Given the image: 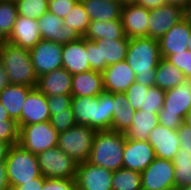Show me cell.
Instances as JSON below:
<instances>
[{
  "label": "cell",
  "instance_id": "1",
  "mask_svg": "<svg viewBox=\"0 0 191 190\" xmlns=\"http://www.w3.org/2000/svg\"><path fill=\"white\" fill-rule=\"evenodd\" d=\"M159 42L149 37L130 38L126 62L136 75L135 81L145 87L155 86V71L161 59Z\"/></svg>",
  "mask_w": 191,
  "mask_h": 190
},
{
  "label": "cell",
  "instance_id": "2",
  "mask_svg": "<svg viewBox=\"0 0 191 190\" xmlns=\"http://www.w3.org/2000/svg\"><path fill=\"white\" fill-rule=\"evenodd\" d=\"M71 108L76 125H86L97 131L111 130L113 93L104 91L95 97H72Z\"/></svg>",
  "mask_w": 191,
  "mask_h": 190
},
{
  "label": "cell",
  "instance_id": "3",
  "mask_svg": "<svg viewBox=\"0 0 191 190\" xmlns=\"http://www.w3.org/2000/svg\"><path fill=\"white\" fill-rule=\"evenodd\" d=\"M0 60L7 72L10 84L36 88L38 76L28 49L1 41Z\"/></svg>",
  "mask_w": 191,
  "mask_h": 190
},
{
  "label": "cell",
  "instance_id": "4",
  "mask_svg": "<svg viewBox=\"0 0 191 190\" xmlns=\"http://www.w3.org/2000/svg\"><path fill=\"white\" fill-rule=\"evenodd\" d=\"M125 138L117 131H97L88 162L112 172L123 168Z\"/></svg>",
  "mask_w": 191,
  "mask_h": 190
},
{
  "label": "cell",
  "instance_id": "5",
  "mask_svg": "<svg viewBox=\"0 0 191 190\" xmlns=\"http://www.w3.org/2000/svg\"><path fill=\"white\" fill-rule=\"evenodd\" d=\"M191 110V79H186L177 87L166 90L164 104L158 112L159 124L177 130Z\"/></svg>",
  "mask_w": 191,
  "mask_h": 190
},
{
  "label": "cell",
  "instance_id": "6",
  "mask_svg": "<svg viewBox=\"0 0 191 190\" xmlns=\"http://www.w3.org/2000/svg\"><path fill=\"white\" fill-rule=\"evenodd\" d=\"M5 163L10 188L41 176L37 156L19 144L10 146Z\"/></svg>",
  "mask_w": 191,
  "mask_h": 190
},
{
  "label": "cell",
  "instance_id": "7",
  "mask_svg": "<svg viewBox=\"0 0 191 190\" xmlns=\"http://www.w3.org/2000/svg\"><path fill=\"white\" fill-rule=\"evenodd\" d=\"M129 38L88 40V63L91 70L102 72L107 66L126 60Z\"/></svg>",
  "mask_w": 191,
  "mask_h": 190
},
{
  "label": "cell",
  "instance_id": "8",
  "mask_svg": "<svg viewBox=\"0 0 191 190\" xmlns=\"http://www.w3.org/2000/svg\"><path fill=\"white\" fill-rule=\"evenodd\" d=\"M97 130L86 125H75L59 133L57 147L78 164L88 161Z\"/></svg>",
  "mask_w": 191,
  "mask_h": 190
},
{
  "label": "cell",
  "instance_id": "9",
  "mask_svg": "<svg viewBox=\"0 0 191 190\" xmlns=\"http://www.w3.org/2000/svg\"><path fill=\"white\" fill-rule=\"evenodd\" d=\"M18 144L32 154H39L49 148L57 147L59 133L51 126L50 121L19 127Z\"/></svg>",
  "mask_w": 191,
  "mask_h": 190
},
{
  "label": "cell",
  "instance_id": "10",
  "mask_svg": "<svg viewBox=\"0 0 191 190\" xmlns=\"http://www.w3.org/2000/svg\"><path fill=\"white\" fill-rule=\"evenodd\" d=\"M44 178L75 179L78 163L58 147L36 155Z\"/></svg>",
  "mask_w": 191,
  "mask_h": 190
},
{
  "label": "cell",
  "instance_id": "11",
  "mask_svg": "<svg viewBox=\"0 0 191 190\" xmlns=\"http://www.w3.org/2000/svg\"><path fill=\"white\" fill-rule=\"evenodd\" d=\"M140 174L142 190H163L175 187V167L171 160L155 157Z\"/></svg>",
  "mask_w": 191,
  "mask_h": 190
},
{
  "label": "cell",
  "instance_id": "12",
  "mask_svg": "<svg viewBox=\"0 0 191 190\" xmlns=\"http://www.w3.org/2000/svg\"><path fill=\"white\" fill-rule=\"evenodd\" d=\"M63 44L41 39L31 50L30 56L37 76L62 68Z\"/></svg>",
  "mask_w": 191,
  "mask_h": 190
},
{
  "label": "cell",
  "instance_id": "13",
  "mask_svg": "<svg viewBox=\"0 0 191 190\" xmlns=\"http://www.w3.org/2000/svg\"><path fill=\"white\" fill-rule=\"evenodd\" d=\"M113 172L88 161L78 164L76 190H112Z\"/></svg>",
  "mask_w": 191,
  "mask_h": 190
},
{
  "label": "cell",
  "instance_id": "14",
  "mask_svg": "<svg viewBox=\"0 0 191 190\" xmlns=\"http://www.w3.org/2000/svg\"><path fill=\"white\" fill-rule=\"evenodd\" d=\"M148 17V37L159 40L174 25L184 19V14L181 7L167 3L149 10Z\"/></svg>",
  "mask_w": 191,
  "mask_h": 190
},
{
  "label": "cell",
  "instance_id": "15",
  "mask_svg": "<svg viewBox=\"0 0 191 190\" xmlns=\"http://www.w3.org/2000/svg\"><path fill=\"white\" fill-rule=\"evenodd\" d=\"M39 31L42 39L60 44L77 41L81 36L71 27L64 25L62 18L46 12L37 19Z\"/></svg>",
  "mask_w": 191,
  "mask_h": 190
},
{
  "label": "cell",
  "instance_id": "16",
  "mask_svg": "<svg viewBox=\"0 0 191 190\" xmlns=\"http://www.w3.org/2000/svg\"><path fill=\"white\" fill-rule=\"evenodd\" d=\"M149 9L135 2L125 3L121 8L124 34L130 39L148 37Z\"/></svg>",
  "mask_w": 191,
  "mask_h": 190
},
{
  "label": "cell",
  "instance_id": "17",
  "mask_svg": "<svg viewBox=\"0 0 191 190\" xmlns=\"http://www.w3.org/2000/svg\"><path fill=\"white\" fill-rule=\"evenodd\" d=\"M154 159V149L148 141H137L125 138L123 168L141 173Z\"/></svg>",
  "mask_w": 191,
  "mask_h": 190
},
{
  "label": "cell",
  "instance_id": "18",
  "mask_svg": "<svg viewBox=\"0 0 191 190\" xmlns=\"http://www.w3.org/2000/svg\"><path fill=\"white\" fill-rule=\"evenodd\" d=\"M148 143L154 149L155 157L171 160L180 149L177 130L168 129L158 124L150 133Z\"/></svg>",
  "mask_w": 191,
  "mask_h": 190
},
{
  "label": "cell",
  "instance_id": "19",
  "mask_svg": "<svg viewBox=\"0 0 191 190\" xmlns=\"http://www.w3.org/2000/svg\"><path fill=\"white\" fill-rule=\"evenodd\" d=\"M62 68L72 75L91 70L88 63V39L81 37L77 41L63 44Z\"/></svg>",
  "mask_w": 191,
  "mask_h": 190
},
{
  "label": "cell",
  "instance_id": "20",
  "mask_svg": "<svg viewBox=\"0 0 191 190\" xmlns=\"http://www.w3.org/2000/svg\"><path fill=\"white\" fill-rule=\"evenodd\" d=\"M102 76L104 91L109 93H125L136 79L126 60L107 66Z\"/></svg>",
  "mask_w": 191,
  "mask_h": 190
},
{
  "label": "cell",
  "instance_id": "21",
  "mask_svg": "<svg viewBox=\"0 0 191 190\" xmlns=\"http://www.w3.org/2000/svg\"><path fill=\"white\" fill-rule=\"evenodd\" d=\"M190 32L191 24L185 19L167 31L158 40L161 57L166 58L168 55L187 51Z\"/></svg>",
  "mask_w": 191,
  "mask_h": 190
},
{
  "label": "cell",
  "instance_id": "22",
  "mask_svg": "<svg viewBox=\"0 0 191 190\" xmlns=\"http://www.w3.org/2000/svg\"><path fill=\"white\" fill-rule=\"evenodd\" d=\"M36 88L45 96L72 95V74L64 68L47 72L38 77Z\"/></svg>",
  "mask_w": 191,
  "mask_h": 190
},
{
  "label": "cell",
  "instance_id": "23",
  "mask_svg": "<svg viewBox=\"0 0 191 190\" xmlns=\"http://www.w3.org/2000/svg\"><path fill=\"white\" fill-rule=\"evenodd\" d=\"M50 111L46 96L37 88H33L27 95L21 112V127L50 121Z\"/></svg>",
  "mask_w": 191,
  "mask_h": 190
},
{
  "label": "cell",
  "instance_id": "24",
  "mask_svg": "<svg viewBox=\"0 0 191 190\" xmlns=\"http://www.w3.org/2000/svg\"><path fill=\"white\" fill-rule=\"evenodd\" d=\"M41 39L37 19L18 15L11 35L6 41L31 50Z\"/></svg>",
  "mask_w": 191,
  "mask_h": 190
},
{
  "label": "cell",
  "instance_id": "25",
  "mask_svg": "<svg viewBox=\"0 0 191 190\" xmlns=\"http://www.w3.org/2000/svg\"><path fill=\"white\" fill-rule=\"evenodd\" d=\"M104 92L102 72L90 70L72 75L73 97H95Z\"/></svg>",
  "mask_w": 191,
  "mask_h": 190
},
{
  "label": "cell",
  "instance_id": "26",
  "mask_svg": "<svg viewBox=\"0 0 191 190\" xmlns=\"http://www.w3.org/2000/svg\"><path fill=\"white\" fill-rule=\"evenodd\" d=\"M32 89L26 85L10 84L0 92L1 104L7 110L10 118L18 122L19 127H21V112L25 99Z\"/></svg>",
  "mask_w": 191,
  "mask_h": 190
},
{
  "label": "cell",
  "instance_id": "27",
  "mask_svg": "<svg viewBox=\"0 0 191 190\" xmlns=\"http://www.w3.org/2000/svg\"><path fill=\"white\" fill-rule=\"evenodd\" d=\"M90 21L121 20L122 3L115 0H80Z\"/></svg>",
  "mask_w": 191,
  "mask_h": 190
},
{
  "label": "cell",
  "instance_id": "28",
  "mask_svg": "<svg viewBox=\"0 0 191 190\" xmlns=\"http://www.w3.org/2000/svg\"><path fill=\"white\" fill-rule=\"evenodd\" d=\"M159 124L158 113L135 111L131 127L125 137L131 140L148 141L149 133Z\"/></svg>",
  "mask_w": 191,
  "mask_h": 190
},
{
  "label": "cell",
  "instance_id": "29",
  "mask_svg": "<svg viewBox=\"0 0 191 190\" xmlns=\"http://www.w3.org/2000/svg\"><path fill=\"white\" fill-rule=\"evenodd\" d=\"M113 109L111 130L125 133L131 127L135 114L125 93H113Z\"/></svg>",
  "mask_w": 191,
  "mask_h": 190
},
{
  "label": "cell",
  "instance_id": "30",
  "mask_svg": "<svg viewBox=\"0 0 191 190\" xmlns=\"http://www.w3.org/2000/svg\"><path fill=\"white\" fill-rule=\"evenodd\" d=\"M125 36L121 20L90 21L88 30L84 35L90 41L98 39H121Z\"/></svg>",
  "mask_w": 191,
  "mask_h": 190
},
{
  "label": "cell",
  "instance_id": "31",
  "mask_svg": "<svg viewBox=\"0 0 191 190\" xmlns=\"http://www.w3.org/2000/svg\"><path fill=\"white\" fill-rule=\"evenodd\" d=\"M186 80L183 72L176 66L161 58L155 71V86L162 90H169L177 87Z\"/></svg>",
  "mask_w": 191,
  "mask_h": 190
},
{
  "label": "cell",
  "instance_id": "32",
  "mask_svg": "<svg viewBox=\"0 0 191 190\" xmlns=\"http://www.w3.org/2000/svg\"><path fill=\"white\" fill-rule=\"evenodd\" d=\"M175 188L182 190L191 185V152L179 149L173 157Z\"/></svg>",
  "mask_w": 191,
  "mask_h": 190
},
{
  "label": "cell",
  "instance_id": "33",
  "mask_svg": "<svg viewBox=\"0 0 191 190\" xmlns=\"http://www.w3.org/2000/svg\"><path fill=\"white\" fill-rule=\"evenodd\" d=\"M17 16L14 0H0V41H6L9 38Z\"/></svg>",
  "mask_w": 191,
  "mask_h": 190
},
{
  "label": "cell",
  "instance_id": "34",
  "mask_svg": "<svg viewBox=\"0 0 191 190\" xmlns=\"http://www.w3.org/2000/svg\"><path fill=\"white\" fill-rule=\"evenodd\" d=\"M112 190H142L140 172L125 168L114 171Z\"/></svg>",
  "mask_w": 191,
  "mask_h": 190
},
{
  "label": "cell",
  "instance_id": "35",
  "mask_svg": "<svg viewBox=\"0 0 191 190\" xmlns=\"http://www.w3.org/2000/svg\"><path fill=\"white\" fill-rule=\"evenodd\" d=\"M64 25L71 26L81 37L88 30L90 18L80 0L76 2L70 12L63 19Z\"/></svg>",
  "mask_w": 191,
  "mask_h": 190
},
{
  "label": "cell",
  "instance_id": "36",
  "mask_svg": "<svg viewBox=\"0 0 191 190\" xmlns=\"http://www.w3.org/2000/svg\"><path fill=\"white\" fill-rule=\"evenodd\" d=\"M19 16L38 19L48 11L47 0H14Z\"/></svg>",
  "mask_w": 191,
  "mask_h": 190
},
{
  "label": "cell",
  "instance_id": "37",
  "mask_svg": "<svg viewBox=\"0 0 191 190\" xmlns=\"http://www.w3.org/2000/svg\"><path fill=\"white\" fill-rule=\"evenodd\" d=\"M165 90L157 86L149 87L140 111L158 113L164 104Z\"/></svg>",
  "mask_w": 191,
  "mask_h": 190
},
{
  "label": "cell",
  "instance_id": "38",
  "mask_svg": "<svg viewBox=\"0 0 191 190\" xmlns=\"http://www.w3.org/2000/svg\"><path fill=\"white\" fill-rule=\"evenodd\" d=\"M51 126L58 132H64L76 125V120L72 108L57 112L55 115L50 116Z\"/></svg>",
  "mask_w": 191,
  "mask_h": 190
},
{
  "label": "cell",
  "instance_id": "39",
  "mask_svg": "<svg viewBox=\"0 0 191 190\" xmlns=\"http://www.w3.org/2000/svg\"><path fill=\"white\" fill-rule=\"evenodd\" d=\"M20 128L16 120L0 121V141L8 143L10 146L19 142Z\"/></svg>",
  "mask_w": 191,
  "mask_h": 190
},
{
  "label": "cell",
  "instance_id": "40",
  "mask_svg": "<svg viewBox=\"0 0 191 190\" xmlns=\"http://www.w3.org/2000/svg\"><path fill=\"white\" fill-rule=\"evenodd\" d=\"M149 87L138 84L136 81L125 91V95L135 111L140 110Z\"/></svg>",
  "mask_w": 191,
  "mask_h": 190
},
{
  "label": "cell",
  "instance_id": "41",
  "mask_svg": "<svg viewBox=\"0 0 191 190\" xmlns=\"http://www.w3.org/2000/svg\"><path fill=\"white\" fill-rule=\"evenodd\" d=\"M165 59L181 70L186 79H191V51L168 55Z\"/></svg>",
  "mask_w": 191,
  "mask_h": 190
},
{
  "label": "cell",
  "instance_id": "42",
  "mask_svg": "<svg viewBox=\"0 0 191 190\" xmlns=\"http://www.w3.org/2000/svg\"><path fill=\"white\" fill-rule=\"evenodd\" d=\"M72 95L46 96L47 104L51 115L67 110L71 107Z\"/></svg>",
  "mask_w": 191,
  "mask_h": 190
},
{
  "label": "cell",
  "instance_id": "43",
  "mask_svg": "<svg viewBox=\"0 0 191 190\" xmlns=\"http://www.w3.org/2000/svg\"><path fill=\"white\" fill-rule=\"evenodd\" d=\"M77 1L78 0H50L48 1V12L64 19Z\"/></svg>",
  "mask_w": 191,
  "mask_h": 190
},
{
  "label": "cell",
  "instance_id": "44",
  "mask_svg": "<svg viewBox=\"0 0 191 190\" xmlns=\"http://www.w3.org/2000/svg\"><path fill=\"white\" fill-rule=\"evenodd\" d=\"M42 190H76L75 179L45 178Z\"/></svg>",
  "mask_w": 191,
  "mask_h": 190
},
{
  "label": "cell",
  "instance_id": "45",
  "mask_svg": "<svg viewBox=\"0 0 191 190\" xmlns=\"http://www.w3.org/2000/svg\"><path fill=\"white\" fill-rule=\"evenodd\" d=\"M177 132L180 138V149L191 152V127L183 123Z\"/></svg>",
  "mask_w": 191,
  "mask_h": 190
},
{
  "label": "cell",
  "instance_id": "46",
  "mask_svg": "<svg viewBox=\"0 0 191 190\" xmlns=\"http://www.w3.org/2000/svg\"><path fill=\"white\" fill-rule=\"evenodd\" d=\"M45 178L40 177L33 179L32 181L24 182V184L12 187L13 190H42Z\"/></svg>",
  "mask_w": 191,
  "mask_h": 190
},
{
  "label": "cell",
  "instance_id": "47",
  "mask_svg": "<svg viewBox=\"0 0 191 190\" xmlns=\"http://www.w3.org/2000/svg\"><path fill=\"white\" fill-rule=\"evenodd\" d=\"M135 3L149 10L161 7L168 3L167 0H136Z\"/></svg>",
  "mask_w": 191,
  "mask_h": 190
},
{
  "label": "cell",
  "instance_id": "48",
  "mask_svg": "<svg viewBox=\"0 0 191 190\" xmlns=\"http://www.w3.org/2000/svg\"><path fill=\"white\" fill-rule=\"evenodd\" d=\"M10 188L6 172V163L0 162V190H8Z\"/></svg>",
  "mask_w": 191,
  "mask_h": 190
},
{
  "label": "cell",
  "instance_id": "49",
  "mask_svg": "<svg viewBox=\"0 0 191 190\" xmlns=\"http://www.w3.org/2000/svg\"><path fill=\"white\" fill-rule=\"evenodd\" d=\"M10 85L9 78L2 61L0 60V92H2L7 86Z\"/></svg>",
  "mask_w": 191,
  "mask_h": 190
},
{
  "label": "cell",
  "instance_id": "50",
  "mask_svg": "<svg viewBox=\"0 0 191 190\" xmlns=\"http://www.w3.org/2000/svg\"><path fill=\"white\" fill-rule=\"evenodd\" d=\"M10 145L0 141V162H5Z\"/></svg>",
  "mask_w": 191,
  "mask_h": 190
},
{
  "label": "cell",
  "instance_id": "51",
  "mask_svg": "<svg viewBox=\"0 0 191 190\" xmlns=\"http://www.w3.org/2000/svg\"><path fill=\"white\" fill-rule=\"evenodd\" d=\"M168 4L176 5L184 9L191 0H167Z\"/></svg>",
  "mask_w": 191,
  "mask_h": 190
},
{
  "label": "cell",
  "instance_id": "52",
  "mask_svg": "<svg viewBox=\"0 0 191 190\" xmlns=\"http://www.w3.org/2000/svg\"><path fill=\"white\" fill-rule=\"evenodd\" d=\"M184 19L191 24V1L183 9Z\"/></svg>",
  "mask_w": 191,
  "mask_h": 190
},
{
  "label": "cell",
  "instance_id": "53",
  "mask_svg": "<svg viewBox=\"0 0 191 190\" xmlns=\"http://www.w3.org/2000/svg\"><path fill=\"white\" fill-rule=\"evenodd\" d=\"M5 120H14L11 119L7 110L3 107V105L0 102V121H5Z\"/></svg>",
  "mask_w": 191,
  "mask_h": 190
},
{
  "label": "cell",
  "instance_id": "54",
  "mask_svg": "<svg viewBox=\"0 0 191 190\" xmlns=\"http://www.w3.org/2000/svg\"><path fill=\"white\" fill-rule=\"evenodd\" d=\"M184 123L191 127V110L189 111L187 117L184 119Z\"/></svg>",
  "mask_w": 191,
  "mask_h": 190
},
{
  "label": "cell",
  "instance_id": "55",
  "mask_svg": "<svg viewBox=\"0 0 191 190\" xmlns=\"http://www.w3.org/2000/svg\"><path fill=\"white\" fill-rule=\"evenodd\" d=\"M188 50L191 51V32L188 39Z\"/></svg>",
  "mask_w": 191,
  "mask_h": 190
},
{
  "label": "cell",
  "instance_id": "56",
  "mask_svg": "<svg viewBox=\"0 0 191 190\" xmlns=\"http://www.w3.org/2000/svg\"><path fill=\"white\" fill-rule=\"evenodd\" d=\"M115 1H118V2L122 3L123 5L126 3V0H115Z\"/></svg>",
  "mask_w": 191,
  "mask_h": 190
},
{
  "label": "cell",
  "instance_id": "57",
  "mask_svg": "<svg viewBox=\"0 0 191 190\" xmlns=\"http://www.w3.org/2000/svg\"><path fill=\"white\" fill-rule=\"evenodd\" d=\"M182 190H191V185L183 188Z\"/></svg>",
  "mask_w": 191,
  "mask_h": 190
},
{
  "label": "cell",
  "instance_id": "58",
  "mask_svg": "<svg viewBox=\"0 0 191 190\" xmlns=\"http://www.w3.org/2000/svg\"><path fill=\"white\" fill-rule=\"evenodd\" d=\"M163 190H179V189H176L175 187H173V188H168V189H163Z\"/></svg>",
  "mask_w": 191,
  "mask_h": 190
},
{
  "label": "cell",
  "instance_id": "59",
  "mask_svg": "<svg viewBox=\"0 0 191 190\" xmlns=\"http://www.w3.org/2000/svg\"><path fill=\"white\" fill-rule=\"evenodd\" d=\"M136 0H126V3L135 2Z\"/></svg>",
  "mask_w": 191,
  "mask_h": 190
}]
</instances>
